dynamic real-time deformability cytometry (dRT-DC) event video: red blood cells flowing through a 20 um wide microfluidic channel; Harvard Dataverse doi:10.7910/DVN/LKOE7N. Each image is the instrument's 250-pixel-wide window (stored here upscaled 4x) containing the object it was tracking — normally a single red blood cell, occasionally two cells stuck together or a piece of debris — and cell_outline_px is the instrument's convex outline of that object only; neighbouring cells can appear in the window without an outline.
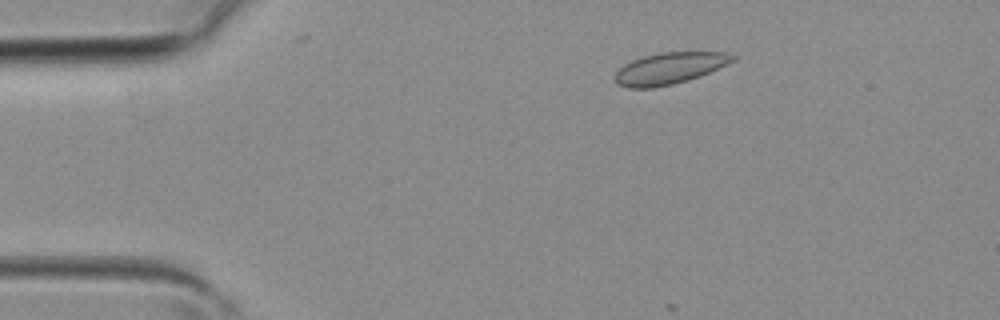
{"species": "common noctule bat (a hibernating species)", "species_latin": "Nyctalus noctula", "temperature_condition": "room temperature", "stored_images_in_passage": 3, "camera_frame_rate_fps": 3000, "um_per_image_px": 0.085, "animal": {"sex": "female", "body_mass_g": 19.3, "forearm_length_mm": 54.1}, "frame": {"image": 1, "passage_image": 1, "time_ms": 0.0, "image_size_px": [1000, 320], "cell_outline_px": [[736, 60], [728, 64], [700, 76], [688, 80], [672, 84], [652, 88], [628, 88], [616, 84], [616, 72], [624, 64], [632, 60], [644, 56], [664, 52], [728, 52], [736, 56]], "centroid_in_image_um": [56.93, 5.8], "position_along_channel_um": 28.1, "area_um2": 21.62}}